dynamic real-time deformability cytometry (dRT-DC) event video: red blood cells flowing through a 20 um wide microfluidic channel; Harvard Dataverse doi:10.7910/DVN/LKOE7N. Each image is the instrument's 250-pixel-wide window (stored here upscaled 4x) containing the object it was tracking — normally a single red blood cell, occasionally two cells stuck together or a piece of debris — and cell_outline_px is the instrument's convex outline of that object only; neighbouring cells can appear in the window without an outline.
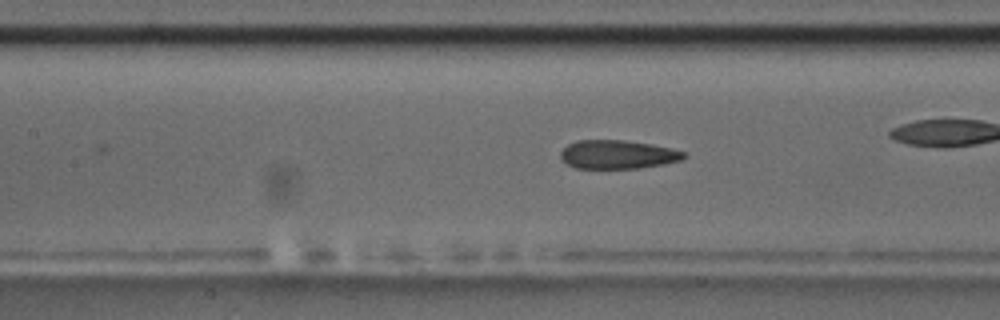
{"species": "common noctule bat (a hibernating species)", "species_latin": "Nyctalus noctula", "temperature_condition": "room temperature", "stored_images_in_passage": 32, "camera_frame_rate_fps": 3000, "um_per_image_px": 0.085, "animal": {"sex": "male", "body_mass_g": 17.5, "forearm_length_mm": 52.3}, "frame": {"image": 1, "passage_image": 22, "time_ms": 7.0, "image_size_px": [1000, 320], "cell_outline_px": [[688, 156], [680, 160], [664, 164], [640, 168], [576, 168], [568, 164], [560, 156], [560, 152], [568, 144], [576, 140], [624, 140], [652, 144], [672, 148], [684, 152]], "centroid_in_image_um": [52.52, 13.12], "position_along_channel_um": 154.9, "area_um2": 20.58}}